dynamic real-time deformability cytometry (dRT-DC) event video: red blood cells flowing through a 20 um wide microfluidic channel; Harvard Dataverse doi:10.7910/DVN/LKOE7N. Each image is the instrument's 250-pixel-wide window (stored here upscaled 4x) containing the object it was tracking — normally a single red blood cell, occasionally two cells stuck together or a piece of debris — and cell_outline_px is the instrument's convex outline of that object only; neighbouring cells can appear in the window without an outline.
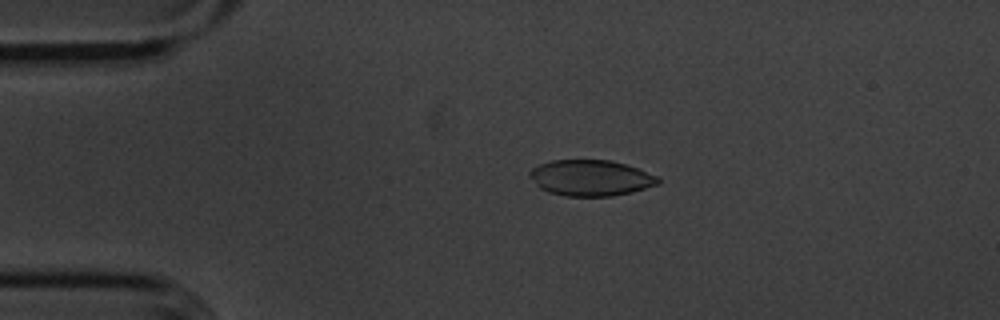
{"species": "common noctule bat (a hibernating species)", "species_latin": "Nyctalus noctula", "temperature_condition": "cold", "stored_images_in_passage": 47, "camera_frame_rate_fps": 3000, "um_per_image_px": 0.085, "animal": {"sex": "male", "body_mass_g": 20.1, "forearm_length_mm": 53.5}, "frame": {"image": 1, "passage_image": 3, "time_ms": 0.667, "image_size_px": [1000, 320], "cell_outline_px": [[660, 184], [632, 192], [612, 196], [564, 196], [548, 192], [540, 188], [528, 176], [528, 172], [532, 168], [540, 164], [552, 160], [608, 160], [624, 164], [636, 168], [656, 176], [660, 180]], "centroid_in_image_um": [50.18, 15.13], "position_along_channel_um": 34.8, "area_um2": 26.82}}
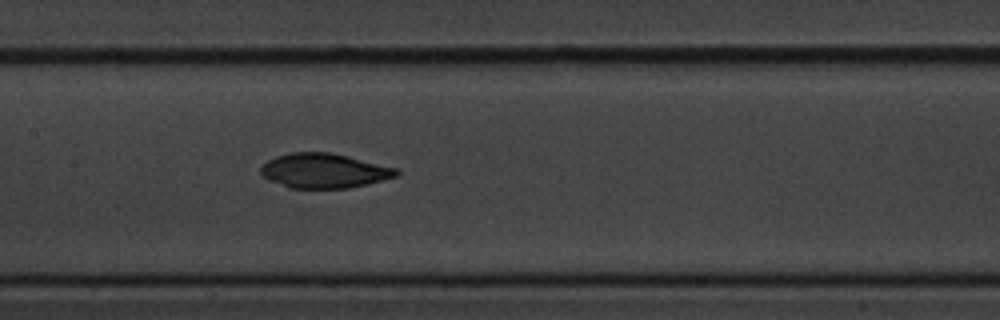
{"frame": {"image": 2, "passage_image": 18, "time_ms": 5.667, "image_size_px": [1000, 320], "cell_outline_px": [[400, 176], [384, 180], [348, 188], [288, 188], [268, 180], [260, 172], [260, 168], [268, 160], [276, 156], [292, 152], [328, 152], [348, 156], [400, 168]], "centroid_in_image_um": [27.59, 14.51], "position_along_channel_um": 179.8, "area_um2": 27.63}}
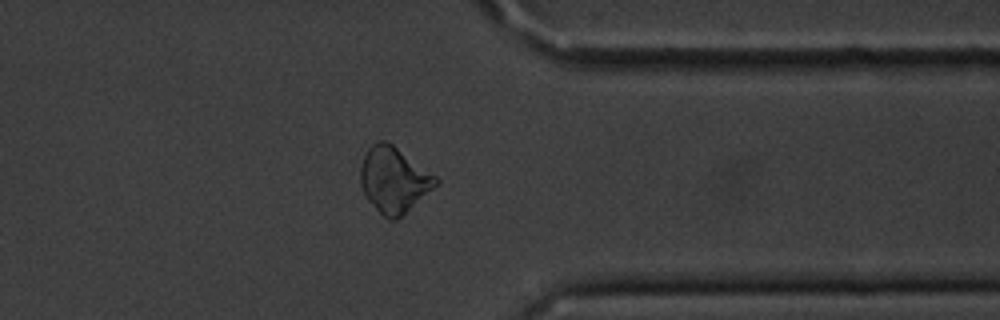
{"frame": {"image": 3, "passage_image": 35, "time_ms": 11.333, "image_size_px": [1000, 320], "cell_outline_px": [[440, 180], [432, 188], [396, 220], [388, 220], [368, 200], [360, 184], [360, 168], [364, 156], [368, 148], [372, 144], [380, 140], [384, 140], [392, 144], [436, 176]], "centroid_in_image_um": [33.44, 15.26], "position_along_channel_um": 378.0, "area_um2": 28.09}, "authors_computed_cell_mechanics": {"area_um2": 28.0908, "velocity_mm_per_s": 3.6116, "shape_relaxation_time_tau1_ms": 4.3602, "shape_relaxation_time_tau2_ms": 9.6659, "deformation_change_tau1": 0.0845, "deformation_change_tau2": 0.0972}}